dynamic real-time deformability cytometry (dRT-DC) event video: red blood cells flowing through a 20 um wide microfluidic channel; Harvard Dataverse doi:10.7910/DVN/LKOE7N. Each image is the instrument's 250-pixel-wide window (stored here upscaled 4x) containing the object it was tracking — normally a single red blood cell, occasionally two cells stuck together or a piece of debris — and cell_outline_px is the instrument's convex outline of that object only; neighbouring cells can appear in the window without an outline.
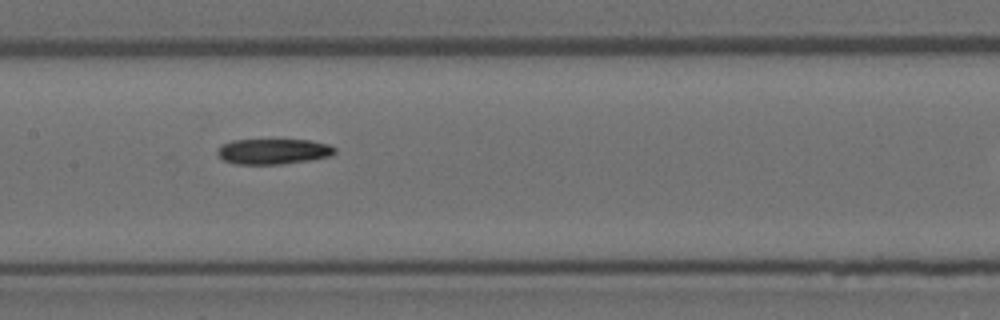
{"species": "Egyptian fruit bat (a non-hibernating species)", "species_latin": "Rousettus aegyptiacus", "temperature_condition": "room temperature", "stored_images_in_passage": 8, "segment_of_instrument_passage": [1, 2], "camera_frame_rate_fps": 3000, "um_per_image_px": 0.085, "animal": {"sex": "female"}, "frame": {"image": 1, "passage_image": 5, "time_ms": 1.333, "image_size_px": [1000, 320], "cell_outline_px": [[336, 152], [328, 156], [308, 160], [280, 164], [236, 164], [224, 160], [216, 152], [224, 144], [232, 140], [312, 140], [328, 144], [336, 148]], "centroid_in_image_um": [23.25, 12.87], "position_along_channel_um": 184.2, "area_um2": 17.17}}
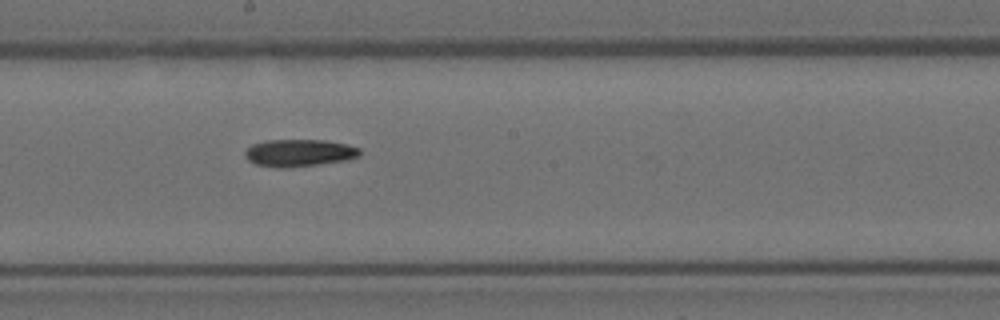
{"frame": {"image": 2, "passage_image": 6, "time_ms": 1.667, "image_size_px": [1000, 320], "cell_outline_px": [[360, 156], [348, 160], [320, 164], [288, 168], [276, 168], [256, 164], [248, 160], [244, 156], [244, 152], [252, 144], [268, 140], [324, 140], [344, 144], [360, 148]], "centroid_in_image_um": [25.42, 13.01], "position_along_channel_um": 222.8, "area_um2": 18.32}}
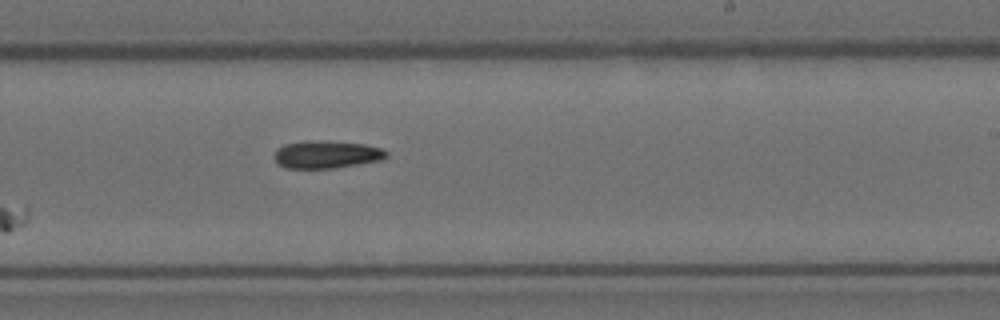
{"frame": {"image": 3, "passage_image": 7, "time_ms": 2.0, "image_size_px": [1000, 320], "cell_outline_px": [[388, 156], [380, 160], [336, 168], [284, 168], [272, 156], [276, 148], [284, 144], [304, 140], [320, 140], [364, 144], [380, 148], [388, 152]], "centroid_in_image_um": [27.71, 13.12], "position_along_channel_um": 261.3, "area_um2": 18.21}}